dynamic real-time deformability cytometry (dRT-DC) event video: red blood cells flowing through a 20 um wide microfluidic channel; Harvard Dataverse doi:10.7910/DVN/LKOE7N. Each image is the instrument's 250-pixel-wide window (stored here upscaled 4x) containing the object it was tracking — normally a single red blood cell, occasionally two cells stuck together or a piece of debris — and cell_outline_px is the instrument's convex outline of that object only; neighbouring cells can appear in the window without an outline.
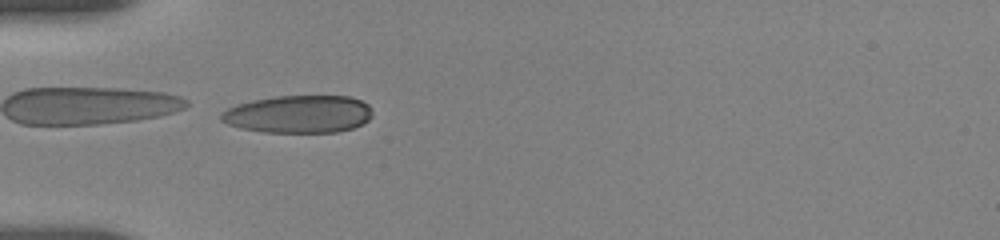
{"species": "human", "species_latin": "Homo sapiens", "temperature_condition": "room temperature", "stored_images_in_passage": 7, "camera_frame_rate_fps": 3000, "um_per_image_px": 0.085, "donor": {"sex": "female"}, "frame": {"image": 1, "passage_image": 6, "time_ms": 5.333, "image_size_px": [1000, 240], "cell_outline_px": [[372, 116], [364, 124], [352, 128], [336, 132], [264, 132], [240, 128], [228, 124], [220, 120], [220, 112], [236, 104], [252, 100], [276, 96], [348, 96], [360, 100], [368, 104], [372, 108]], "centroid_in_image_um": [25.38, 9.7], "position_along_channel_um": 59.6, "area_um2": 33.41}}